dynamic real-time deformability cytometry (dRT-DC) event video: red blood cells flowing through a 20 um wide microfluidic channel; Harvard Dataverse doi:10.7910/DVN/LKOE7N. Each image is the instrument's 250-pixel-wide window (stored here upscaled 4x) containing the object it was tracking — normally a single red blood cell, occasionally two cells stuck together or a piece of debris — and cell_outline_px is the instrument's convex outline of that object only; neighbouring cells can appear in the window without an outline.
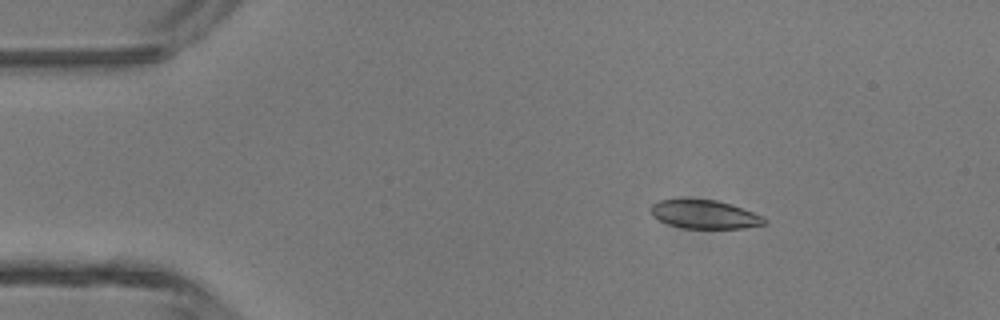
{"species": "common noctule bat (a hibernating species)", "species_latin": "Nyctalus noctula", "temperature_condition": "room temperature", "stored_images_in_passage": 6, "camera_frame_rate_fps": 3000, "um_per_image_px": 0.085, "animal": {"sex": "male", "body_mass_g": 13.3}, "frame": {"image": 1, "passage_image": 3, "time_ms": 0.667, "image_size_px": [1000, 320], "cell_outline_px": [[768, 224], [744, 228], [684, 228], [668, 224], [652, 216], [652, 204], [660, 200], [716, 200], [732, 204], [764, 216], [768, 220]], "centroid_in_image_um": [59.97, 18.24], "position_along_channel_um": 25.0, "area_um2": 18.79}}
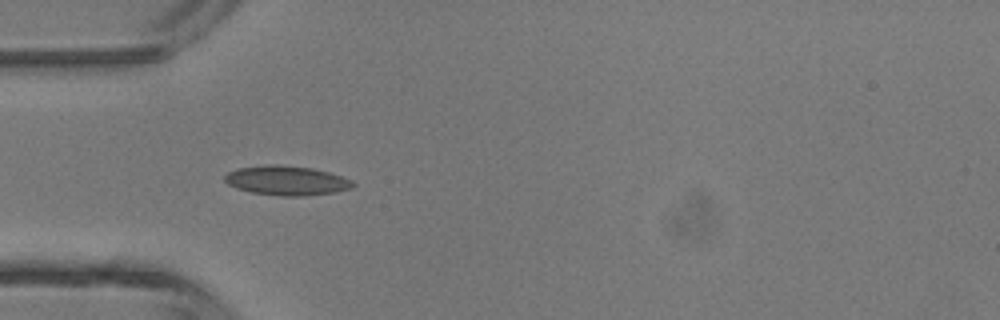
{"frame": {"image": 2, "passage_image": 5, "time_ms": 1.333, "image_size_px": [1000, 320], "cell_outline_px": [[356, 184], [352, 188], [332, 192], [300, 196], [280, 196], [252, 192], [236, 188], [228, 184], [224, 180], [224, 176], [228, 172], [236, 168], [264, 164], [276, 164], [312, 168], [328, 172], [352, 180]], "centroid_in_image_um": [24.32, 15.33], "position_along_channel_um": 60.7, "area_um2": 21.96}}
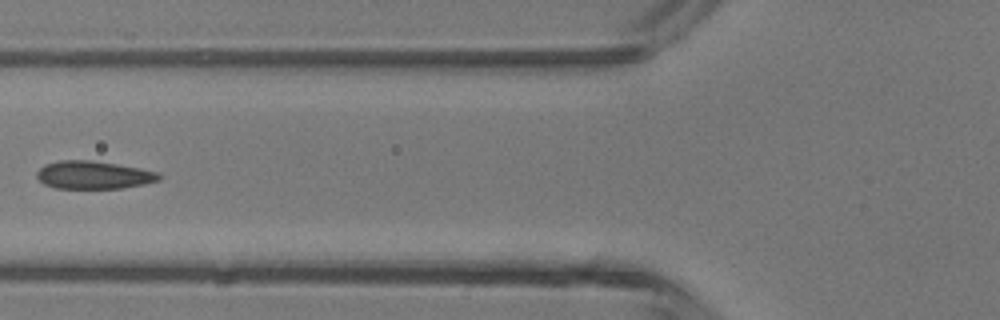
{"frame": {"image": 3, "passage_image": 6, "time_ms": 1.667, "image_size_px": [1000, 320], "cell_outline_px": [[164, 176], [160, 180], [144, 184], [124, 188], [56, 188], [44, 184], [36, 176], [36, 172], [44, 164], [60, 160], [92, 160], [140, 168], [160, 172]], "centroid_in_image_um": [7.99, 14.87], "position_along_channel_um": 117.8, "area_um2": 20.06}}